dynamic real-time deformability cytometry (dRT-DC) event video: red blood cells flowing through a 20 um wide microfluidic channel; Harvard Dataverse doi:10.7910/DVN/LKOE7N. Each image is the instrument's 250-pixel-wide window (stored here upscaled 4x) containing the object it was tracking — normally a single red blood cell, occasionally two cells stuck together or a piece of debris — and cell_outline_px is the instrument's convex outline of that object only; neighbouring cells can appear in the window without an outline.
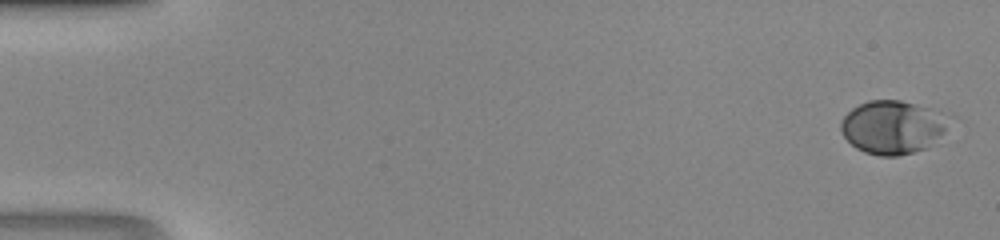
{"species": "human", "species_latin": "Homo sapiens", "temperature_condition": "room temperature", "stored_images_in_passage": 46, "camera_frame_rate_fps": 3000, "um_per_image_px": 0.085, "donor": {"sex": "male"}, "frame": {"image": 1, "passage_image": 1, "time_ms": 0.0, "image_size_px": [1000, 240], "cell_outline_px": [[956, 116], [944, 132], [928, 148], [896, 156], [880, 156], [864, 152], [856, 148], [840, 132], [840, 124], [844, 116], [852, 108], [868, 100], [900, 100], [916, 104]], "centroid_in_image_um": [75.93, 10.8], "position_along_channel_um": 9.1, "area_um2": 34.1}}
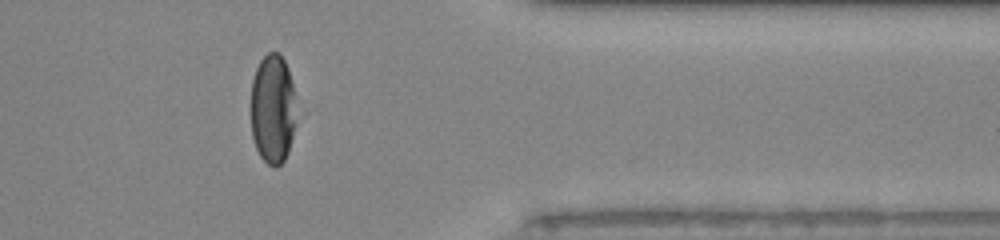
{"frame": {"image": 2, "passage_image": 38, "time_ms": 12.333, "image_size_px": [1000, 240], "cell_outline_px": [[296, 116], [292, 136], [288, 152], [284, 160], [280, 164], [268, 164], [260, 156], [256, 148], [252, 136], [252, 80], [256, 68], [260, 60], [268, 52], [280, 52], [288, 68], [292, 84], [296, 112]], "centroid_in_image_um": [23.18, 9.22], "position_along_channel_um": 388.2, "area_um2": 28.73}}
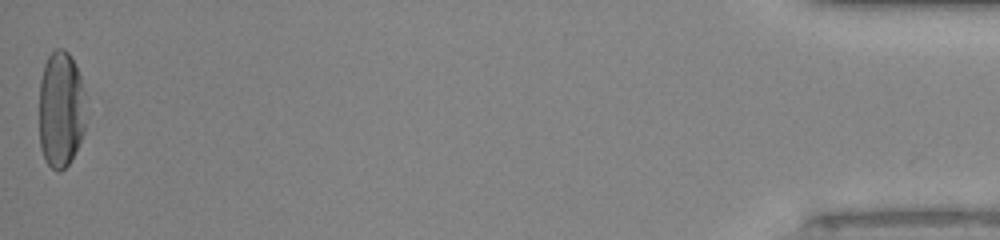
{"frame": {"image": 3, "passage_image": 46, "time_ms": 15.0, "image_size_px": [1000, 240], "cell_outline_px": [[84, 132], [68, 164], [60, 172], [56, 172], [44, 160], [40, 148], [40, 80], [44, 64], [48, 56], [56, 48], [64, 48], [68, 52], [76, 64], [80, 76], [84, 92]], "centroid_in_image_um": [5.16, 9.29], "position_along_channel_um": 430.0, "area_um2": 31.79}}